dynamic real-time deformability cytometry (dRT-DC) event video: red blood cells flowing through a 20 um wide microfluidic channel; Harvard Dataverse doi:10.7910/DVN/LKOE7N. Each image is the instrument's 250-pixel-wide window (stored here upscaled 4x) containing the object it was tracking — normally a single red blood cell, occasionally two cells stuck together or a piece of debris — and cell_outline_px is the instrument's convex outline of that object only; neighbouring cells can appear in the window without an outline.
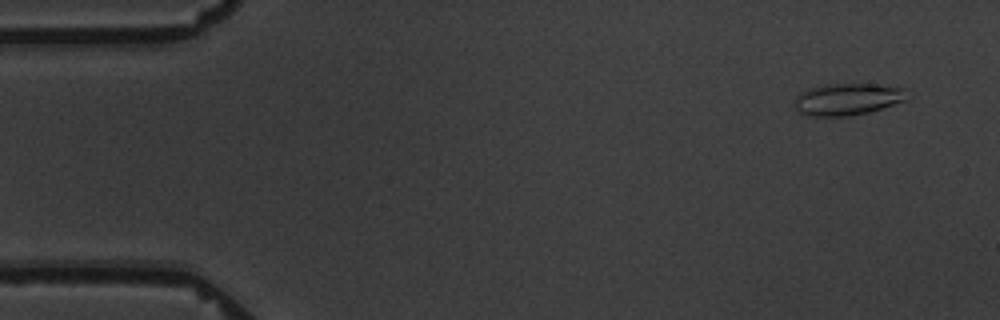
{"species": "common noctule bat (a hibernating species)", "species_latin": "Nyctalus noctula", "temperature_condition": "warm", "stored_images_in_passage": 6, "camera_frame_rate_fps": 3000, "um_per_image_px": 0.085, "animal": {"sex": "male", "body_mass_g": 19.5, "forearm_length_mm": 54.6}, "frame": {"image": 1, "passage_image": 1, "time_ms": 0.0, "image_size_px": [1000, 320], "cell_outline_px": [[912, 96], [908, 100], [868, 112], [848, 116], [808, 116], [800, 112], [796, 108], [796, 96], [808, 88], [832, 84], [872, 84], [900, 88]], "centroid_in_image_um": [72.07, 8.44], "position_along_channel_um": 12.9, "area_um2": 20.69}}
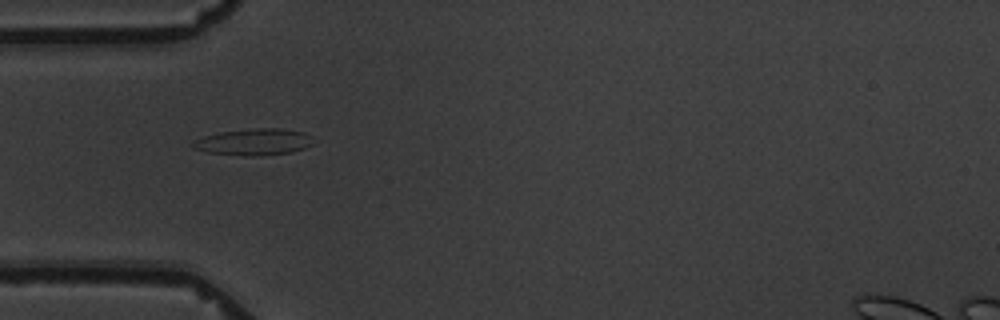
{"frame": {"image": 2, "passage_image": 5, "time_ms": 4.667, "image_size_px": [1000, 320], "cell_outline_px": [[312, 144], [304, 148], [292, 152], [260, 156], [240, 156], [208, 152], [192, 148], [192, 140], [204, 136], [220, 132], [256, 128], [280, 128], [304, 132], [312, 136]], "centroid_in_image_um": [21.57, 12.07], "position_along_channel_um": 63.4, "area_um2": 18.79}}